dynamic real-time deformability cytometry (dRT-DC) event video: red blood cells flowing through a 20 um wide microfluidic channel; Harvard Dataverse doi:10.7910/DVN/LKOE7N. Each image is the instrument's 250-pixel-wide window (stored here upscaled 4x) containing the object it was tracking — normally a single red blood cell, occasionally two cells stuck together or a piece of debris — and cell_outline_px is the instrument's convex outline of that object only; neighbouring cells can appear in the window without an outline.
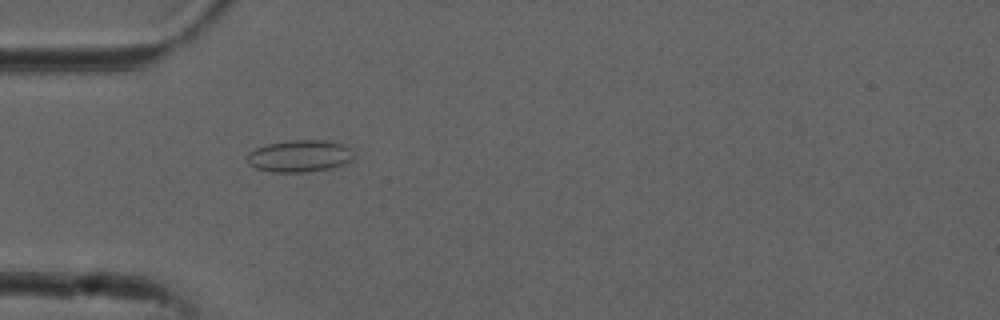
{"species": "common noctule bat (a hibernating species)", "species_latin": "Nyctalus noctula", "temperature_condition": "cold", "stored_images_in_passage": 53, "camera_frame_rate_fps": 3000, "um_per_image_px": 0.085, "animal": {"sex": "male", "forearm_length_mm": 52.5}, "frame": {"image": 1, "passage_image": 16, "time_ms": 5.0, "image_size_px": [1000, 320], "cell_outline_px": [[352, 160], [344, 164], [328, 168], [308, 172], [272, 172], [256, 168], [248, 164], [244, 156], [248, 152], [256, 148], [268, 144], [288, 140], [324, 140], [344, 144], [348, 148], [352, 156]], "centroid_in_image_um": [25.4, 13.26], "position_along_channel_um": 59.6, "area_um2": 19.88}}
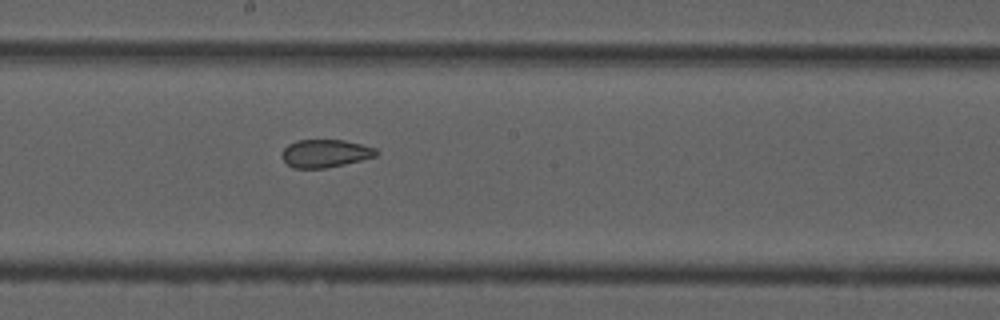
{"frame": {"image": 2, "passage_image": 29, "time_ms": 9.333, "image_size_px": [1000, 320], "cell_outline_px": [[380, 152], [376, 156], [344, 164], [324, 168], [292, 168], [280, 156], [284, 148], [288, 144], [296, 140], [344, 140], [376, 148]], "centroid_in_image_um": [27.63, 13.03], "position_along_channel_um": 220.6, "area_um2": 15.32}}
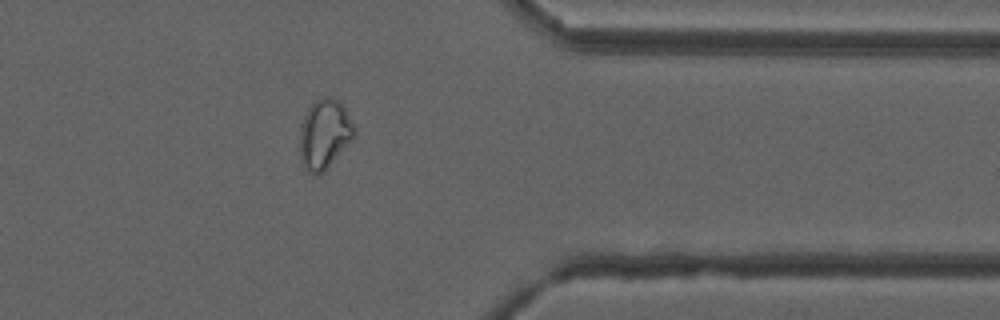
{"frame": {"image": 3, "passage_image": 43, "time_ms": 14.0, "image_size_px": [1000, 320], "cell_outline_px": [[356, 136], [324, 172], [316, 176], [308, 172], [300, 156], [300, 124], [308, 108], [316, 100], [328, 96], [332, 96], [340, 100], [356, 128]], "centroid_in_image_um": [27.6, 11.39], "position_along_channel_um": 383.8, "area_um2": 22.37}, "authors_computed_cell_mechanics": {"area_um2": 20.6346, "velocity_mm_per_s": 3.7873, "shape_relaxation_time_tau1_ms": null, "shape_relaxation_time_tau2_ms": 1.5055, "deformation_change_tau1": null, "deformation_change_tau2": 0.0624}}